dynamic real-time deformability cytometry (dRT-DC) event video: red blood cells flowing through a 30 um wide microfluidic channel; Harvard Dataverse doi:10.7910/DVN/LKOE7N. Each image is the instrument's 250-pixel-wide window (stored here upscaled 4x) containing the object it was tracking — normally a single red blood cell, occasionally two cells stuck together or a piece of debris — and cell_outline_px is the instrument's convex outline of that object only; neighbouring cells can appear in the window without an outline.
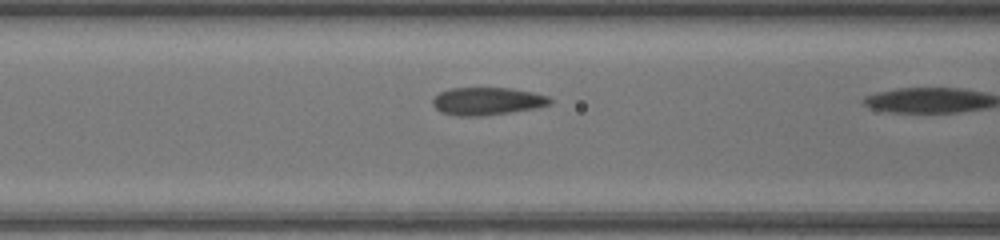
{"species": "common noctule bat (a hibernating species)", "species_latin": "Nyctalus noctula", "temperature_condition": "warm", "stored_images_in_passage": 7, "camera_frame_rate_fps": 3000, "um_per_image_px": 0.085, "animal": {"sex": "female", "body_mass_g": 17.0, "forearm_length_mm": 48.0}, "frame": {"image": 1, "passage_image": 6, "time_ms": 1.667, "image_size_px": [1000, 240], "cell_outline_px": [[552, 100], [548, 104], [532, 108], [484, 116], [456, 116], [440, 112], [432, 104], [432, 100], [440, 92], [452, 88], [508, 88], [532, 92], [548, 96]], "centroid_in_image_um": [41.35, 8.6], "position_along_channel_um": 125.2, "area_um2": 18.67}}